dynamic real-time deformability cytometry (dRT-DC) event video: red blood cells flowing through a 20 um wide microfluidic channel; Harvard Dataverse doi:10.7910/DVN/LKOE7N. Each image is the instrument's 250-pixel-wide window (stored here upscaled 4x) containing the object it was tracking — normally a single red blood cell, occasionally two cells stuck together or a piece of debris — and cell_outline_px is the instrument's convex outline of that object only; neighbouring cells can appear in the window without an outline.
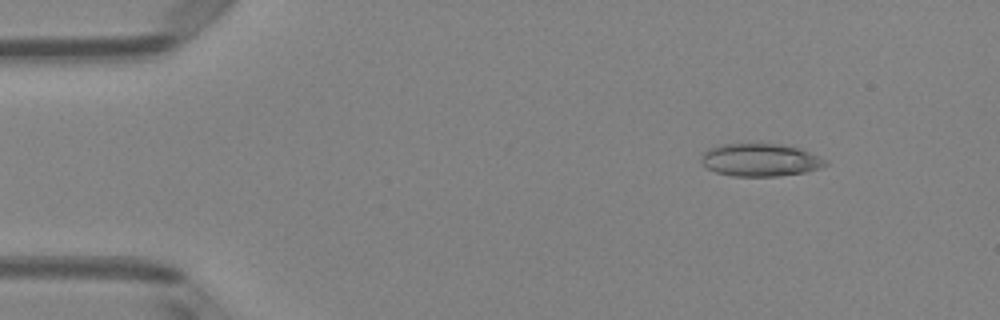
{"species": "Egyptian fruit bat (a non-hibernating species)", "species_latin": "Rousettus aegyptiacus", "temperature_condition": "room temperature", "stored_images_in_passage": 47, "camera_frame_rate_fps": 3000, "um_per_image_px": 0.085, "animal": {"sex": "female"}, "frame": {"image": 1, "passage_image": 3, "time_ms": 0.667, "image_size_px": [1000, 320], "cell_outline_px": [[828, 164], [820, 168], [804, 172], [780, 176], [732, 176], [716, 172], [708, 168], [700, 160], [700, 156], [708, 148], [720, 144], [780, 144], [800, 148], [820, 156], [828, 160]], "centroid_in_image_um": [64.64, 13.59], "position_along_channel_um": 20.4, "area_um2": 23.81}}
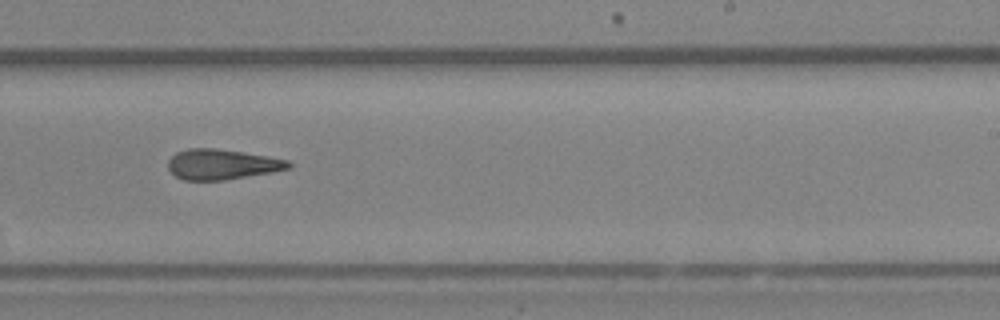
{"frame": {"image": 2, "passage_image": 28, "time_ms": 9.0, "image_size_px": [1000, 320], "cell_outline_px": [[292, 168], [272, 172], [224, 180], [184, 180], [176, 176], [168, 168], [168, 160], [176, 152], [188, 148], [212, 148], [268, 156], [288, 160], [292, 164]], "centroid_in_image_um": [18.87, 13.97], "position_along_channel_um": 270.1, "area_um2": 21.15}}
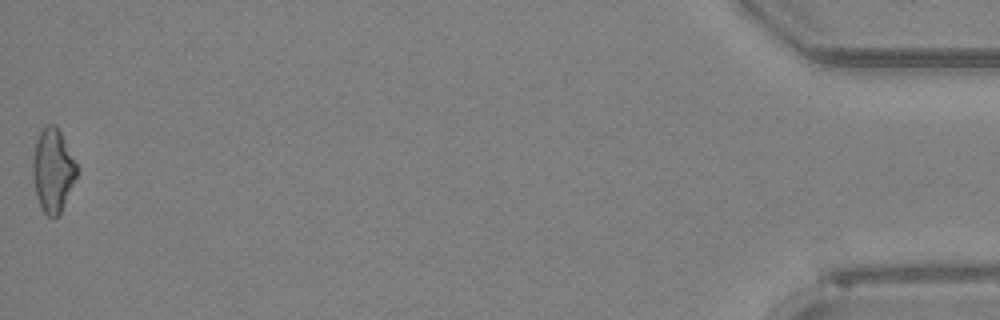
{"frame": {"image": 3, "passage_image": 47, "time_ms": 15.333, "image_size_px": [1000, 320], "cell_outline_px": [[80, 168], [60, 216], [48, 216], [44, 212], [36, 196], [32, 172], [32, 160], [36, 140], [40, 128], [48, 124], [56, 124]], "centroid_in_image_um": [4.51, 14.45], "position_along_channel_um": 430.7, "area_um2": 21.79}, "authors_computed_cell_mechanics": {"area_um2": 21.7906, "velocity_mm_per_s": 4.0525, "shape_relaxation_time_tau1_ms": null, "shape_relaxation_time_tau2_ms": 3.9165, "deformation_change_tau1": null, "deformation_change_tau2": 0.1521}}